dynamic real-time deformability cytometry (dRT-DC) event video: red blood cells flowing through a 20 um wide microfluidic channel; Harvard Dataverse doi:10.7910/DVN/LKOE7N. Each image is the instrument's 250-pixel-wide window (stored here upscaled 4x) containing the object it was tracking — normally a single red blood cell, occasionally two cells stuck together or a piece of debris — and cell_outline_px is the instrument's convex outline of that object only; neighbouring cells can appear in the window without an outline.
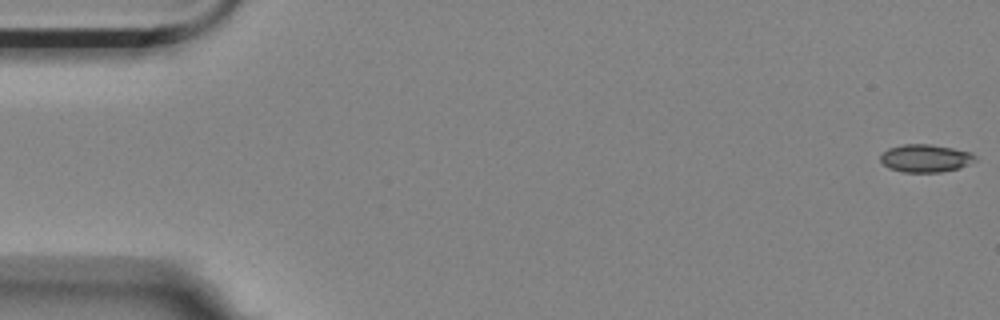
{"species": "Egyptian fruit bat (a non-hibernating species)", "species_latin": "Rousettus aegyptiacus", "temperature_condition": "room temperature", "stored_images_in_passage": 9, "camera_frame_rate_fps": 3000, "um_per_image_px": 0.085, "animal": {"sex": "female"}, "frame": {"image": 1, "passage_image": 1, "time_ms": 0.0, "image_size_px": [1000, 320], "cell_outline_px": [[976, 160], [960, 168], [940, 172], [904, 172], [888, 168], [880, 160], [880, 156], [888, 148], [904, 144], [932, 144], [972, 152], [976, 156]], "centroid_in_image_um": [78.68, 13.45], "position_along_channel_um": 6.3, "area_um2": 15.37}}